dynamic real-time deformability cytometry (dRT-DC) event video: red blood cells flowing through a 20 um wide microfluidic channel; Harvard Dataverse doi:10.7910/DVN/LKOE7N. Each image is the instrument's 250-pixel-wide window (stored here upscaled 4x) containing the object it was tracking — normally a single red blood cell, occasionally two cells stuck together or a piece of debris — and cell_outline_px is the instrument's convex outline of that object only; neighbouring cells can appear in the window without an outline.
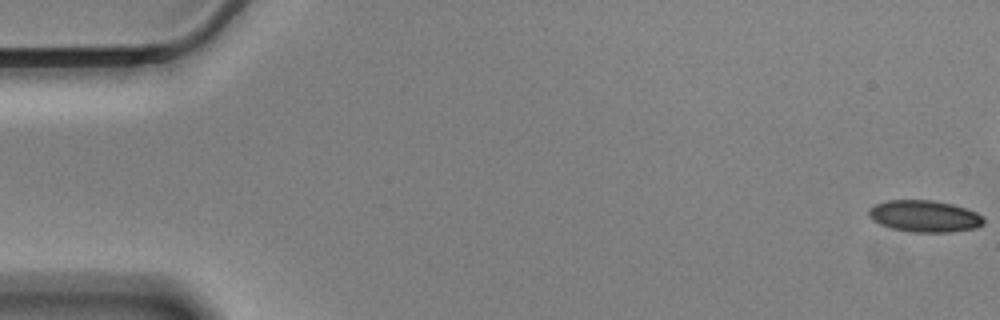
{"species": "Egyptian fruit bat (a non-hibernating species)", "species_latin": "Rousettus aegyptiacus", "temperature_condition": "cold", "stored_images_in_passage": 50, "camera_frame_rate_fps": 3000, "um_per_image_px": 0.085, "animal": {"sex": "male"}, "frame": {"image": 1, "passage_image": 1, "time_ms": 0.0, "image_size_px": [1000, 320], "cell_outline_px": [[984, 224], [976, 228], [952, 232], [912, 232], [892, 228], [880, 224], [872, 220], [868, 216], [868, 208], [876, 204], [888, 200], [932, 200], [952, 204], [976, 212], [984, 216]], "centroid_in_image_um": [78.59, 18.38], "position_along_channel_um": 6.4, "area_um2": 21.33}}
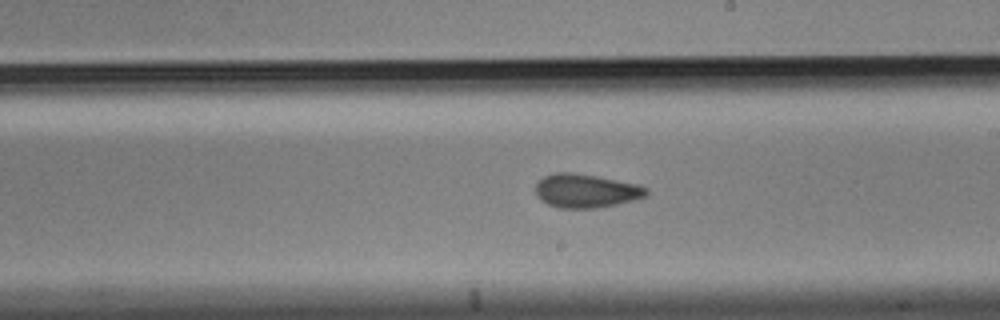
{"frame": {"image": 2, "passage_image": 33, "time_ms": 10.667, "image_size_px": [1000, 320], "cell_outline_px": [[648, 192], [644, 196], [632, 200], [616, 204], [596, 208], [560, 208], [548, 204], [540, 200], [536, 196], [536, 184], [544, 176], [556, 172], [572, 172], [596, 176], [636, 184], [648, 188]], "centroid_in_image_um": [49.76, 16.22], "position_along_channel_um": 239.2, "area_um2": 21.56}}
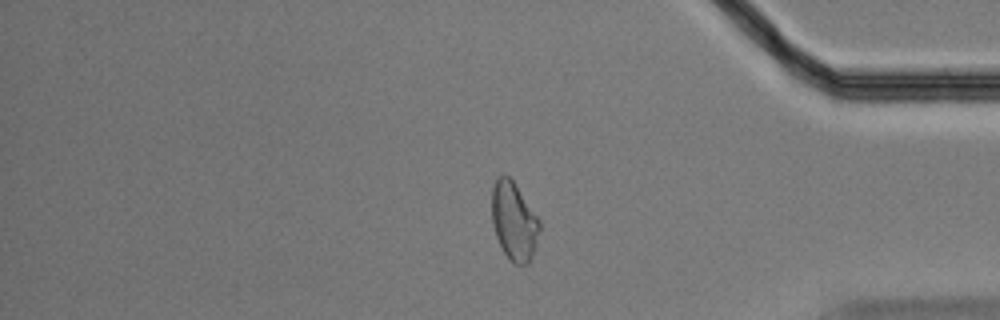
{"frame": {"image": 3, "passage_image": 48, "time_ms": 15.667, "image_size_px": [1000, 320], "cell_outline_px": [[540, 228], [528, 264], [516, 264], [504, 252], [496, 236], [492, 224], [492, 188], [496, 180], [500, 176], [508, 176], [516, 184], [540, 220]], "centroid_in_image_um": [43.68, 18.76], "position_along_channel_um": 391.5, "area_um2": 21.27}, "authors_computed_cell_mechanics": {"area_um2": 21.7906, "velocity_mm_per_s": 3.5073, "shape_relaxation_time_tau1_ms": 11.2676, "shape_relaxation_time_tau2_ms": 2.6088, "deformation_change_tau1": 0.1588, "deformation_change_tau2": 0.0785}}